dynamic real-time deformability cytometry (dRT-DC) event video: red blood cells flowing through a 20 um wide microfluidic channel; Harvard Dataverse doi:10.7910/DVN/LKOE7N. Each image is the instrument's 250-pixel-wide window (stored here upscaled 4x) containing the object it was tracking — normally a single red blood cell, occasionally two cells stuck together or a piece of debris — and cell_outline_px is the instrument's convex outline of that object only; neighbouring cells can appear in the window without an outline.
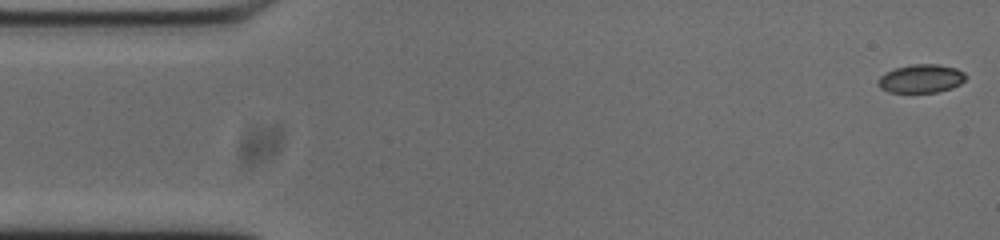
{"species": "common noctule bat (a hibernating species)", "species_latin": "Nyctalus noctula", "temperature_condition": "cold", "stored_images_in_passage": 53, "camera_frame_rate_fps": 3000, "um_per_image_px": 0.085, "animal": {"sex": "male", "body_mass_g": 20.0, "forearm_length_mm": 53.3}, "frame": {"image": 1, "passage_image": 1, "time_ms": 0.0, "image_size_px": [1000, 240], "cell_outline_px": [[968, 76], [960, 84], [952, 88], [936, 92], [888, 92], [880, 88], [876, 84], [876, 80], [884, 72], [896, 68], [912, 64], [936, 64], [956, 68], [964, 72]], "centroid_in_image_um": [78.27, 6.68], "position_along_channel_um": 6.7, "area_um2": 14.68}}
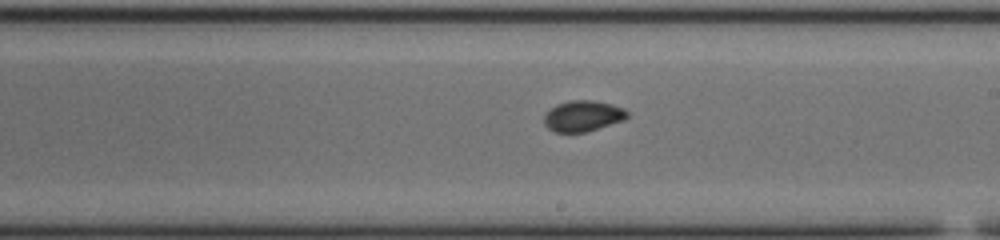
{"frame": {"image": 2, "passage_image": 29, "time_ms": 9.333, "image_size_px": [1000, 240], "cell_outline_px": [[628, 116], [624, 120], [584, 132], [556, 132], [548, 128], [544, 124], [544, 116], [556, 104], [568, 100], [592, 100], [612, 104], [624, 108], [628, 112]], "centroid_in_image_um": [49.55, 9.84], "position_along_channel_um": 239.4, "area_um2": 14.85}}
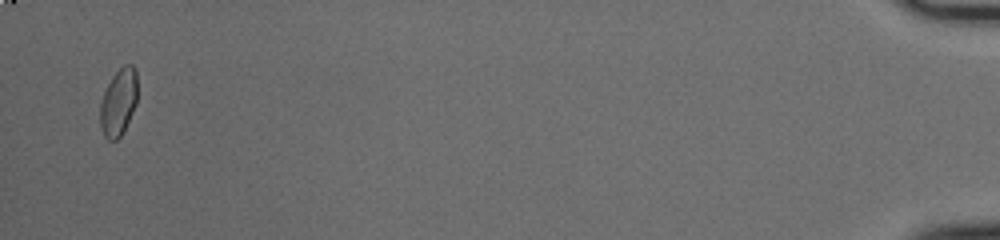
{"frame": {"image": 3, "passage_image": 52, "time_ms": 17.0, "image_size_px": [1000, 240], "cell_outline_px": [[136, 104], [120, 136], [116, 140], [108, 140], [104, 136], [100, 128], [100, 104], [104, 92], [112, 76], [124, 64], [132, 64], [136, 68]], "centroid_in_image_um": [10.06, 8.67], "position_along_channel_um": 425.1, "area_um2": 14.39}, "authors_computed_cell_mechanics": {"area_um2": 14.739, "velocity_mm_per_s": 3.7367, "shape_relaxation_time_tau1_ms": null, "shape_relaxation_time_tau2_ms": 2.0868, "deformation_change_tau1": null, "deformation_change_tau2": 0.0366}}